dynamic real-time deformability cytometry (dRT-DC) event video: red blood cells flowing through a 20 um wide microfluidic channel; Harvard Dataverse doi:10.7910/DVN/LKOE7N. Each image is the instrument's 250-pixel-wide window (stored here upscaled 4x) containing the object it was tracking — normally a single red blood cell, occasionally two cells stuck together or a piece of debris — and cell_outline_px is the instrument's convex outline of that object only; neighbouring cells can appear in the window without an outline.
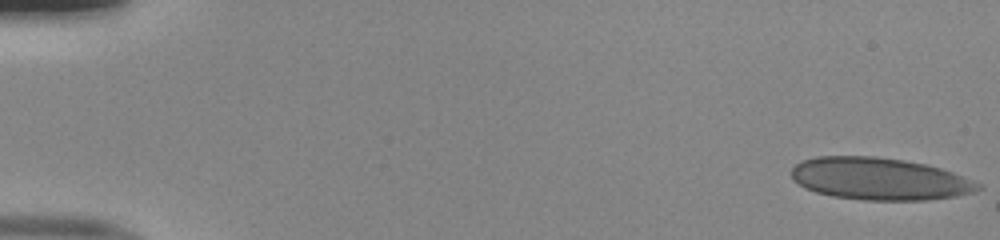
{"species": "human", "species_latin": "Homo sapiens", "temperature_condition": "room temperature", "stored_images_in_passage": 12, "camera_frame_rate_fps": 3000, "um_per_image_px": 0.085, "donor": {"sex": "male"}, "frame": {"image": 1, "passage_image": 1, "time_ms": 0.0, "image_size_px": [1000, 240], "cell_outline_px": [[984, 188], [976, 192], [956, 196], [924, 200], [864, 200], [832, 196], [816, 192], [792, 180], [792, 168], [796, 164], [804, 160], [816, 156], [872, 156], [904, 160], [924, 164], [940, 168], [952, 172], [980, 184]], "centroid_in_image_um": [74.76, 15.2], "position_along_channel_um": 10.2, "area_um2": 45.72}}